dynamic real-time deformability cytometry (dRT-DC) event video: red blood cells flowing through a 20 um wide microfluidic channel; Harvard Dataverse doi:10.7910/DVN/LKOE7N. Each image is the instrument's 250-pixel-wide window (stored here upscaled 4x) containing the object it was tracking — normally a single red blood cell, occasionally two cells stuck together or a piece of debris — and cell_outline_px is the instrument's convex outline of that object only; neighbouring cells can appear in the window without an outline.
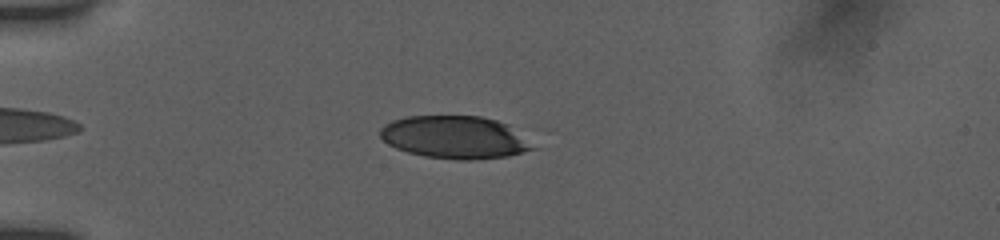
{"species": "human", "species_latin": "Homo sapiens", "temperature_condition": "room temperature", "stored_images_in_passage": 23, "camera_frame_rate_fps": 3000, "um_per_image_px": 0.085, "donor": {"sex": "female"}, "frame": {"image": 1, "passage_image": 8, "time_ms": 2.0, "image_size_px": [1000, 240], "cell_outline_px": [[536, 148], [524, 152], [508, 156], [472, 160], [460, 160], [424, 156], [408, 152], [396, 148], [388, 144], [380, 136], [380, 128], [384, 124], [392, 120], [408, 116], [480, 116], [496, 120], [508, 124]], "centroid_in_image_um": [38.63, 11.67], "position_along_channel_um": 46.4, "area_um2": 37.8}}
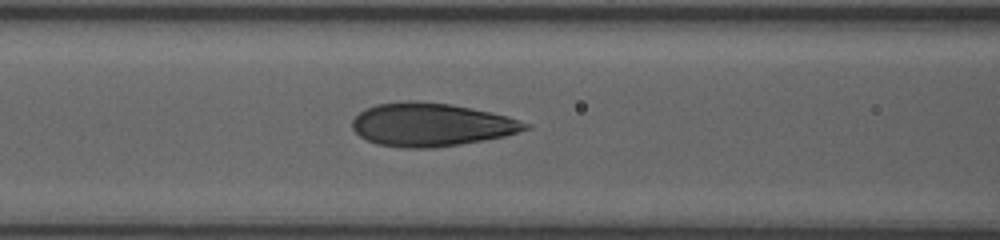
{"frame": {"image": 2, "passage_image": 18, "time_ms": 5.0, "image_size_px": [1000, 240], "cell_outline_px": [[532, 128], [504, 136], [484, 140], [460, 144], [432, 148], [404, 148], [376, 144], [360, 136], [352, 128], [352, 120], [364, 108], [376, 104], [408, 100], [416, 100], [452, 104], [508, 116], [532, 124]], "centroid_in_image_um": [36.65, 10.59], "position_along_channel_um": 129.9, "area_um2": 43.81}}
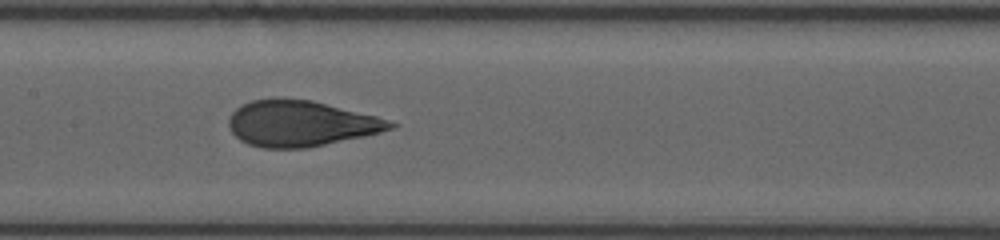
{"frame": {"image": 3, "passage_image": 22, "time_ms": 6.333, "image_size_px": [1000, 240], "cell_outline_px": [[400, 124], [392, 128], [380, 132], [364, 136], [304, 148], [264, 148], [248, 144], [240, 140], [232, 132], [228, 124], [228, 120], [232, 112], [236, 108], [252, 100], [276, 96], [312, 100], [376, 116]], "centroid_in_image_um": [25.53, 10.47], "position_along_channel_um": 181.9, "area_um2": 43.23}}